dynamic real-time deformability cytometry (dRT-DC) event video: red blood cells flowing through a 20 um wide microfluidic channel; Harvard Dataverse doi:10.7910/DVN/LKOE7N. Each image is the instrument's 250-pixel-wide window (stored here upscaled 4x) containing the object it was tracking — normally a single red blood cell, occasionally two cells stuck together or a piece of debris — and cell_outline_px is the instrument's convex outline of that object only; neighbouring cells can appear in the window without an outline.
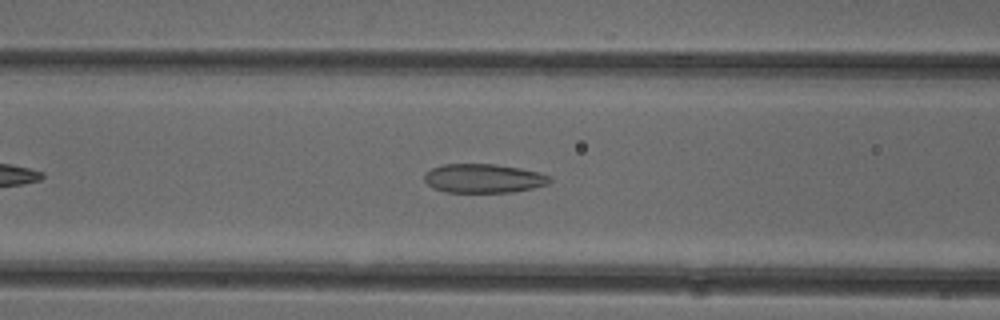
{"species": "common noctule bat (a hibernating species)", "species_latin": "Nyctalus noctula", "temperature_condition": "cold", "stored_images_in_passage": 41, "camera_frame_rate_fps": 3000, "um_per_image_px": 0.085, "animal": {"sex": "female"}, "frame": {"image": 1, "passage_image": 10, "time_ms": 3.0, "image_size_px": [1000, 320], "cell_outline_px": [[552, 180], [548, 184], [532, 188], [512, 192], [444, 192], [432, 188], [424, 180], [424, 176], [432, 168], [444, 164], [496, 164], [520, 168], [540, 172], [552, 176]], "centroid_in_image_um": [41.13, 15.16], "position_along_channel_um": 125.5, "area_um2": 21.27}}
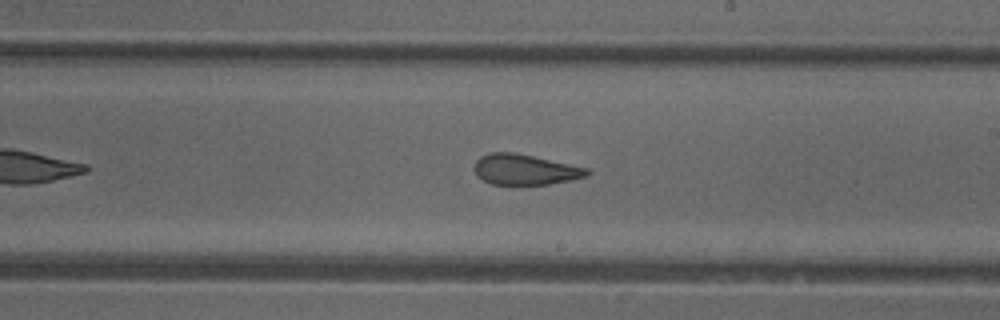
{"frame": {"image": 2, "passage_image": 19, "time_ms": 6.0, "image_size_px": [1000, 320], "cell_outline_px": [[592, 172], [588, 176], [548, 184], [492, 184], [476, 176], [472, 168], [476, 160], [480, 156], [488, 152], [512, 152], [532, 156], [588, 168]], "centroid_in_image_um": [44.58, 14.4], "position_along_channel_um": 244.4, "area_um2": 20.0}}
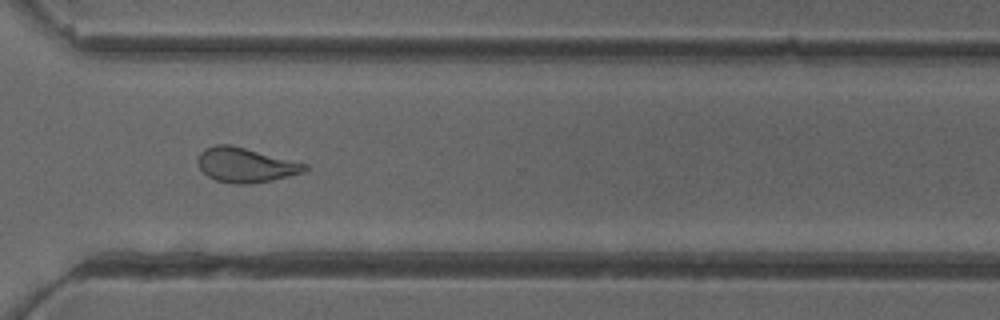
{"frame": {"image": 3, "passage_image": 27, "time_ms": 8.667, "image_size_px": [1000, 320], "cell_outline_px": [[308, 168], [304, 172], [272, 180], [248, 184], [236, 184], [216, 180], [208, 176], [200, 168], [196, 160], [200, 152], [204, 148], [216, 144], [232, 144], [308, 164]], "centroid_in_image_um": [20.86, 14.01], "position_along_channel_um": 349.7, "area_um2": 21.68}, "authors_computed_cell_mechanics": {"area_um2": 21.7906, "velocity_mm_per_s": 3.9607, "shape_relaxation_time_tau1_ms": null, "shape_relaxation_time_tau2_ms": 1.7915, "deformation_change_tau1": null, "deformation_change_tau2": 0.0927}}